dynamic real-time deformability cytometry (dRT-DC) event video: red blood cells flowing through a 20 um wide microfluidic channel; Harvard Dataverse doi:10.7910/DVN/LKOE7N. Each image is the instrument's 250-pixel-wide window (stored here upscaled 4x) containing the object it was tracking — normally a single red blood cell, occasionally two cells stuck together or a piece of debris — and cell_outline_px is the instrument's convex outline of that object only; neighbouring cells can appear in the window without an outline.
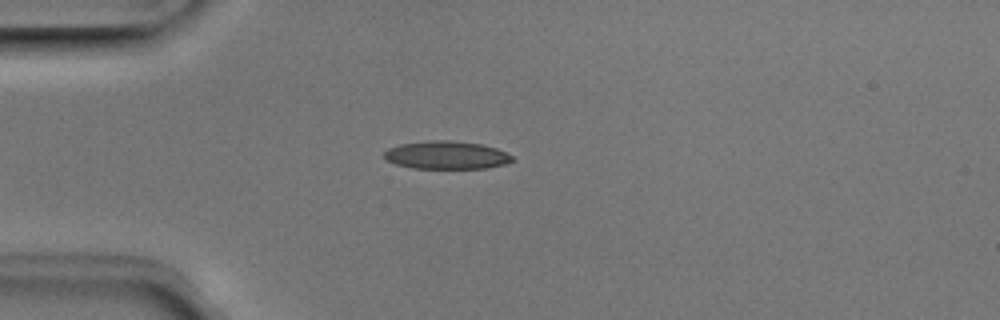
{"species": "Egyptian fruit bat (a non-hibernating species)", "species_latin": "Rousettus aegyptiacus", "temperature_condition": "room temperature", "stored_images_in_passage": 1, "camera_frame_rate_fps": 3000, "um_per_image_px": 0.085, "animal": {"sex": "male"}, "frame": {"image": 1, "passage_image": 1, "time_ms": 0.0, "image_size_px": [1000, 320], "cell_outline_px": [[512, 160], [504, 164], [488, 168], [412, 168], [396, 164], [388, 160], [384, 156], [384, 152], [388, 148], [400, 144], [432, 140], [448, 140], [480, 144], [496, 148], [512, 156]], "centroid_in_image_um": [37.92, 13.18], "position_along_channel_um": 47.1, "area_um2": 20.63}}